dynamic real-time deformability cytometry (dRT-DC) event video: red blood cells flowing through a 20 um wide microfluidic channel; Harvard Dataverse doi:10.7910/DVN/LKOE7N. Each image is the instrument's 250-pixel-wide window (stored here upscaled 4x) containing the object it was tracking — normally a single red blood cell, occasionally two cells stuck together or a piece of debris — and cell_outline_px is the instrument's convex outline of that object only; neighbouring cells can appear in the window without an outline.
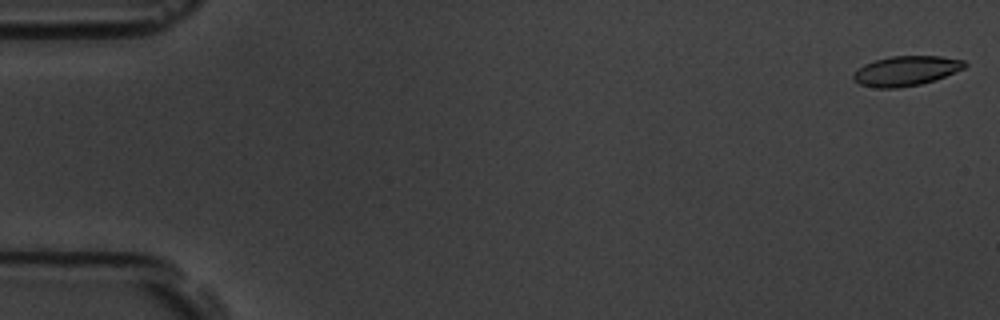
{"species": "common noctule bat (a hibernating species)", "species_latin": "Nyctalus noctula", "temperature_condition": "room temperature", "stored_images_in_passage": 9, "camera_frame_rate_fps": 3000, "um_per_image_px": 0.085, "animal": {"sex": "male", "body_mass_g": 19.5, "forearm_length_mm": 54.6}, "frame": {"image": 1, "passage_image": 1, "time_ms": 0.0, "image_size_px": [1000, 320], "cell_outline_px": [[968, 64], [964, 68], [936, 80], [920, 84], [896, 88], [876, 88], [860, 84], [852, 80], [852, 76], [864, 64], [876, 60], [892, 56], [940, 56], [964, 60]], "centroid_in_image_um": [77.03, 6.03], "position_along_channel_um": 8.0, "area_um2": 19.25}}
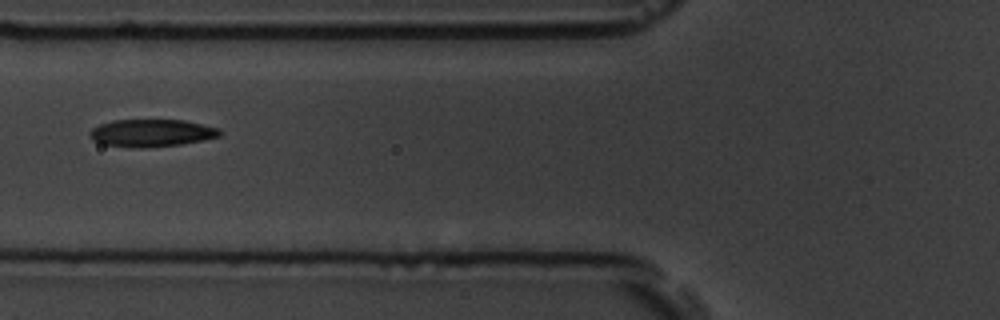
{"frame": {"image": 2, "passage_image": 7, "time_ms": 2.0, "image_size_px": [1000, 320], "cell_outline_px": [[220, 136], [204, 140], [180, 144], [144, 148], [132, 148], [104, 144], [92, 140], [88, 132], [92, 128], [100, 124], [112, 120], [184, 120], [220, 128]], "centroid_in_image_um": [12.86, 11.3], "position_along_channel_um": 112.9, "area_um2": 20.87}}
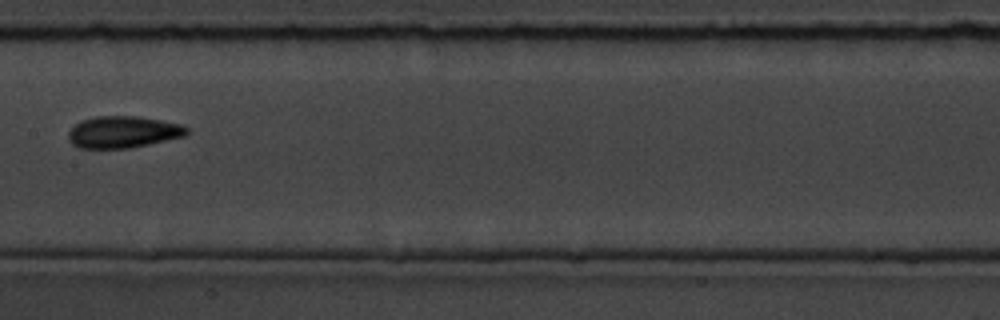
{"frame": {"image": 3, "passage_image": 9, "time_ms": 2.667, "image_size_px": [1000, 320], "cell_outline_px": [[188, 132], [184, 136], [148, 144], [128, 148], [80, 148], [72, 144], [68, 140], [68, 132], [76, 124], [84, 120], [96, 116], [136, 116], [160, 120], [180, 124], [188, 128]], "centroid_in_image_um": [10.44, 11.22], "position_along_channel_um": 197.0, "area_um2": 21.68}}